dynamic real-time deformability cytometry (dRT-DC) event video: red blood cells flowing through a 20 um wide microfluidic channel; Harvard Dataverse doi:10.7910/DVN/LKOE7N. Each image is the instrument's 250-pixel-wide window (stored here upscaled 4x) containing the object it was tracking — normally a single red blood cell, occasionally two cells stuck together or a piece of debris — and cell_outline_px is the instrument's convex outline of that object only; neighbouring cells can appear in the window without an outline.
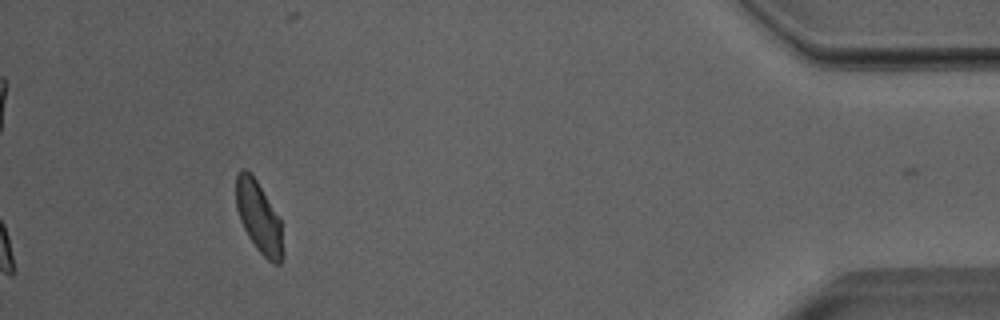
{"species": "Egyptian fruit bat (a non-hibernating species)", "species_latin": "Rousettus aegyptiacus", "temperature_condition": "room temperature", "stored_images_in_passage": 47, "camera_frame_rate_fps": 3000, "um_per_image_px": 0.085, "animal": {"sex": "male"}, "frame": {"image": 1, "passage_image": 47, "time_ms": 15.333, "image_size_px": [1000, 320], "cell_outline_px": [[284, 256], [280, 264], [272, 264], [256, 248], [248, 236], [240, 220], [236, 208], [236, 176], [240, 168], [244, 168], [252, 172], [280, 216], [284, 252]], "centroid_in_image_um": [22.02, 18.44], "position_along_channel_um": 413.2, "area_um2": 20.06}, "authors_computed_cell_mechanics": {"area_um2": 21.097, "velocity_mm_per_s": 3.9806, "shape_relaxation_time_tau1_ms": 5.7043, "shape_relaxation_time_tau2_ms": 1.1874, "deformation_change_tau1": 0.1087, "deformation_change_tau2": 0.0652}}